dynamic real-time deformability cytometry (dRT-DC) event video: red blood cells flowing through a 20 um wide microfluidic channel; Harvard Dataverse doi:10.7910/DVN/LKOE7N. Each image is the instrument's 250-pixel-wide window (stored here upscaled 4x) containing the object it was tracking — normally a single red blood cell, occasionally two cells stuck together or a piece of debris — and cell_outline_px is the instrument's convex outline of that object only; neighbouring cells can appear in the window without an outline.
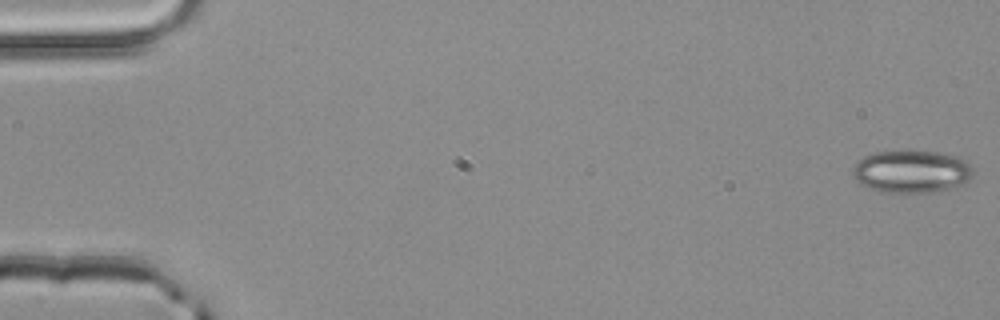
{"species": "common noctule bat (a hibernating species)", "species_latin": "Nyctalus noctula", "temperature_condition": "room temperature", "stored_images_in_passage": 49, "camera_frame_rate_fps": 3000, "um_per_image_px": 0.085, "animal": {"sex": "male", "body_mass_g": 20.4}, "frame": {"image": 1, "passage_image": 1, "time_ms": 0.0, "image_size_px": [1000, 320], "cell_outline_px": [[972, 172], [968, 180], [960, 184], [948, 188], [928, 192], [880, 192], [864, 184], [852, 172], [852, 168], [864, 156], [876, 152], [936, 152], [956, 156], [968, 160], [972, 168]], "centroid_in_image_um": [77.51, 14.57], "position_along_channel_um": 7.5, "area_um2": 28.96}}
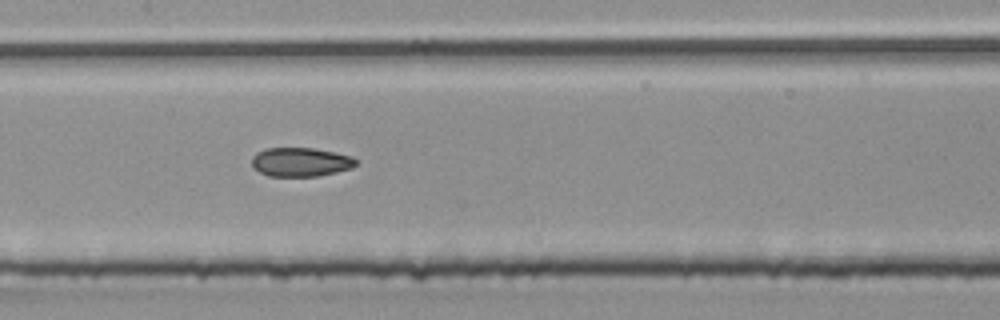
{"frame": {"image": 2, "passage_image": 26, "time_ms": 8.333, "image_size_px": [1000, 320], "cell_outline_px": [[356, 164], [352, 168], [336, 172], [316, 176], [268, 176], [260, 172], [252, 164], [252, 156], [256, 152], [264, 148], [316, 148], [352, 156], [356, 160]], "centroid_in_image_um": [25.55, 13.76], "position_along_channel_um": 181.9, "area_um2": 17.57}}
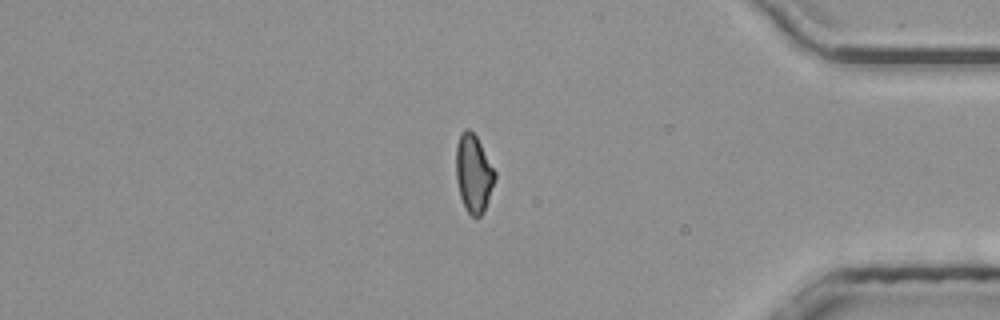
{"frame": {"image": 3, "passage_image": 44, "time_ms": 14.333, "image_size_px": [1000, 320], "cell_outline_px": [[496, 180], [484, 212], [480, 216], [472, 216], [468, 212], [460, 196], [456, 180], [456, 144], [460, 132], [464, 128], [468, 128], [476, 136], [496, 172]], "centroid_in_image_um": [40.25, 14.72], "position_along_channel_um": 394.9, "area_um2": 17.74}}